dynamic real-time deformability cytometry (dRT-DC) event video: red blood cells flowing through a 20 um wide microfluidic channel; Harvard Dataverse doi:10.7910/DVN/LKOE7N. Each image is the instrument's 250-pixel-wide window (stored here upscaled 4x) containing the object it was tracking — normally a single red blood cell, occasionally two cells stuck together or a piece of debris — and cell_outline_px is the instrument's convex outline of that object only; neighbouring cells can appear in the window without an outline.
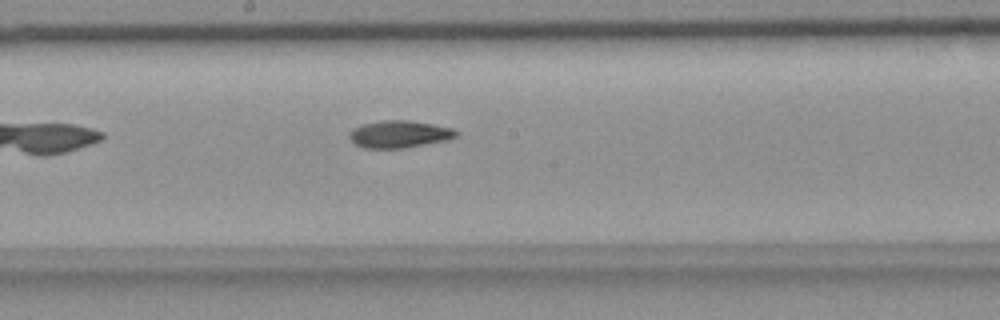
{"species": "common noctule bat (a hibernating species)", "species_latin": "Nyctalus noctula", "temperature_condition": "room temperature", "stored_images_in_passage": 40, "camera_frame_rate_fps": 3000, "um_per_image_px": 0.085, "animal": {"sex": "female", "body_mass_g": 18.4}, "frame": {"image": 1, "passage_image": 14, "time_ms": 4.333, "image_size_px": [1000, 320], "cell_outline_px": [[460, 132], [456, 136], [448, 140], [404, 148], [364, 148], [356, 144], [348, 136], [348, 132], [352, 128], [364, 124], [380, 120], [408, 120], [432, 124], [452, 128]], "centroid_in_image_um": [33.94, 11.4], "position_along_channel_um": 214.3, "area_um2": 16.99}}
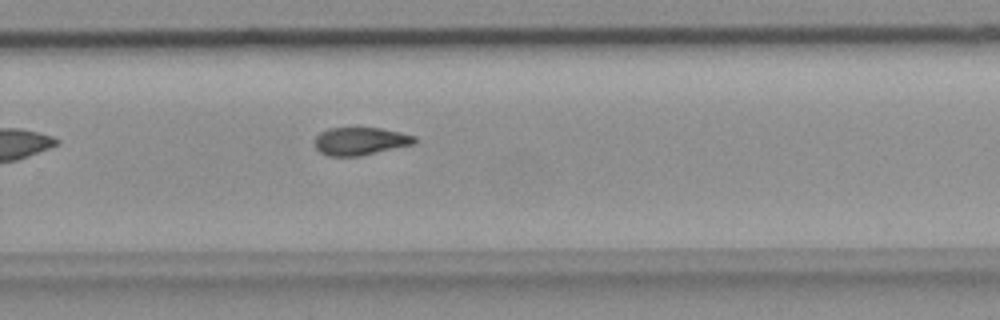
{"frame": {"image": 2, "passage_image": 21, "time_ms": 6.667, "image_size_px": [1000, 320], "cell_outline_px": [[416, 144], [360, 156], [328, 156], [320, 152], [316, 148], [316, 136], [320, 132], [328, 128], [380, 128], [400, 132], [416, 136]], "centroid_in_image_um": [30.65, 12.0], "position_along_channel_um": 299.1, "area_um2": 16.24}}
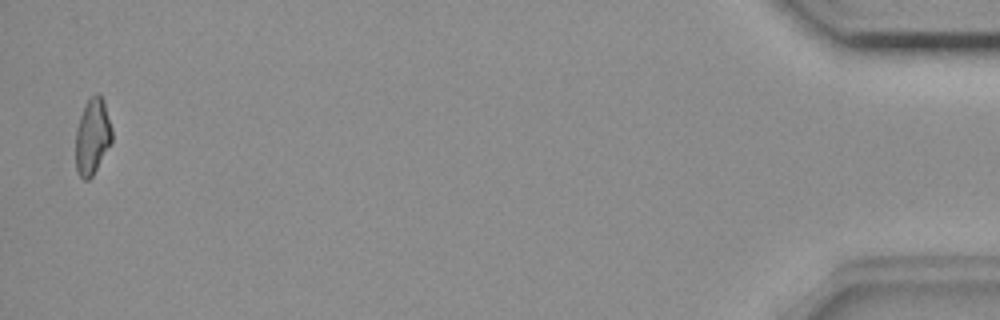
{"frame": {"image": 3, "passage_image": 39, "time_ms": 12.667, "image_size_px": [1000, 320], "cell_outline_px": [[112, 140], [92, 176], [88, 180], [84, 180], [80, 176], [76, 168], [76, 128], [80, 116], [88, 100], [96, 92], [100, 92], [104, 100], [112, 128]], "centroid_in_image_um": [7.86, 11.56], "position_along_channel_um": 427.3, "area_um2": 15.95}, "authors_computed_cell_mechanics": {"area_um2": 16.762, "velocity_mm_per_s": 3.653, "shape_relaxation_time_tau1_ms": 9.7736, "shape_relaxation_time_tau2_ms": null, "deformation_change_tau1": 0.2122, "deformation_change_tau2": null}}